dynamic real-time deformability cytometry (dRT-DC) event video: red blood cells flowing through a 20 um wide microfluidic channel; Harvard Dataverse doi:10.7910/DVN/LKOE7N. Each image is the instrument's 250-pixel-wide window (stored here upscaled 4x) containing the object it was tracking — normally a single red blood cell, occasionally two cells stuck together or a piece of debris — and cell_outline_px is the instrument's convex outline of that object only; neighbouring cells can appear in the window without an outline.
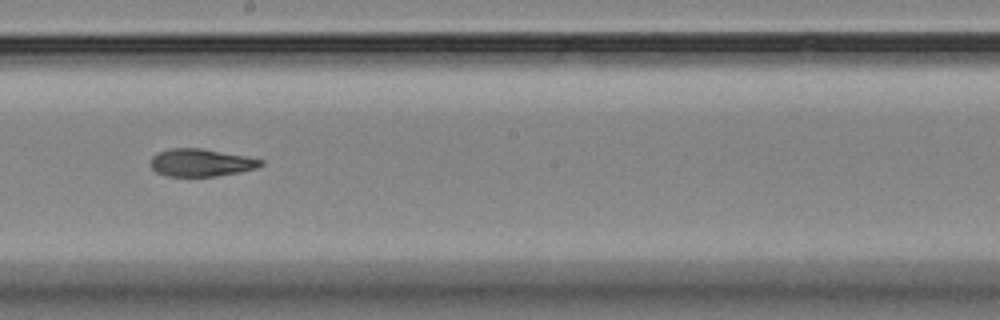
{"species": "Egyptian fruit bat (a non-hibernating species)", "species_latin": "Rousettus aegyptiacus", "temperature_condition": "room temperature", "stored_images_in_passage": 18, "camera_frame_rate_fps": 3000, "um_per_image_px": 0.085, "animal": {"sex": "female"}, "frame": {"image": 1, "passage_image": 11, "time_ms": 11.0, "image_size_px": [1000, 320], "cell_outline_px": [[264, 164], [256, 168], [240, 172], [216, 176], [168, 176], [156, 172], [152, 168], [152, 156], [156, 152], [172, 148], [200, 148], [244, 156], [264, 160]], "centroid_in_image_um": [17.08, 13.82], "position_along_channel_um": 231.1, "area_um2": 17.57}}
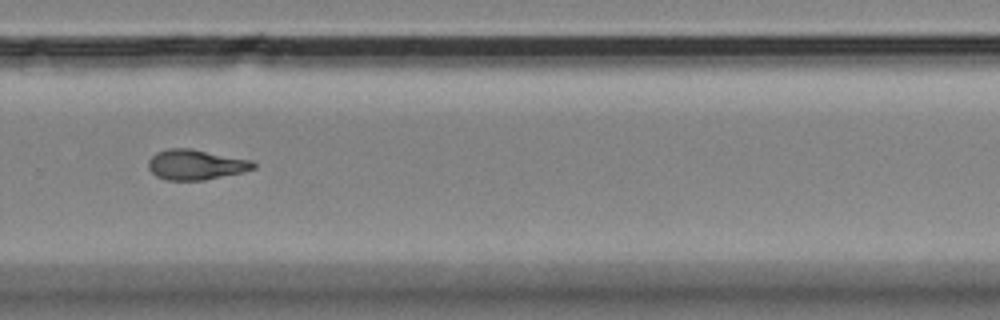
{"frame": {"image": 2, "passage_image": 13, "time_ms": 13.333, "image_size_px": [1000, 320], "cell_outline_px": [[256, 168], [244, 172], [204, 180], [168, 180], [156, 176], [148, 168], [148, 160], [156, 152], [168, 148], [192, 148], [252, 160], [256, 164]], "centroid_in_image_um": [16.66, 13.99], "position_along_channel_um": 313.1, "area_um2": 18.67}, "authors_computed_cell_mechanics": {"area_um2": 21.7906, "velocity_mm_per_s": 3.524, "shape_relaxation_time_tau1_ms": null, "shape_relaxation_time_tau2_ms": 8.4757, "deformation_change_tau1": null, "deformation_change_tau2": 0.107}}